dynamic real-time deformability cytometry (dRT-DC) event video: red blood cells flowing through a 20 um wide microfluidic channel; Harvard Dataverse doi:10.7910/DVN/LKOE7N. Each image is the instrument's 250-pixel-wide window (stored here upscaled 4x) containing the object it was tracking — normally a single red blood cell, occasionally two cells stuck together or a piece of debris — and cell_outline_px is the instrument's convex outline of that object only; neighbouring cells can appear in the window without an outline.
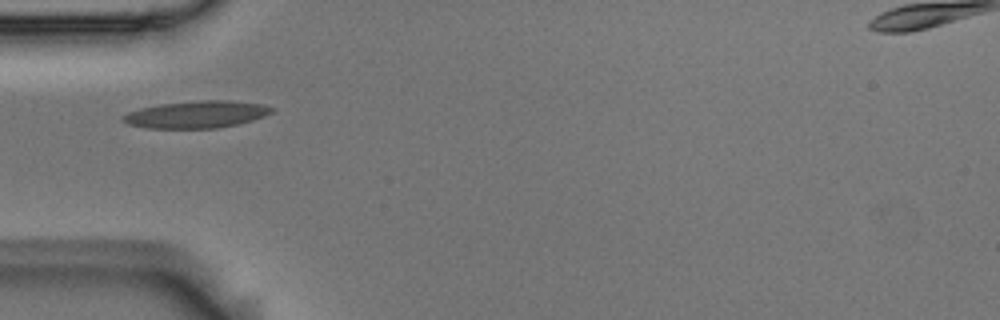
{"species": "Egyptian fruit bat (a non-hibernating species)", "species_latin": "Rousettus aegyptiacus", "temperature_condition": "room temperature", "stored_images_in_passage": 3, "camera_frame_rate_fps": 3000, "um_per_image_px": 0.085, "animal": {"sex": "male"}, "frame": {"image": 1, "passage_image": 1, "time_ms": 0.0, "image_size_px": [1000, 320], "cell_outline_px": [[272, 112], [264, 116], [252, 120], [236, 124], [216, 128], [148, 128], [128, 124], [120, 120], [120, 116], [128, 112], [140, 108], [160, 104], [200, 100], [232, 100], [260, 104], [272, 108]], "centroid_in_image_um": [16.64, 9.72], "position_along_channel_um": 68.4, "area_um2": 23.41}}
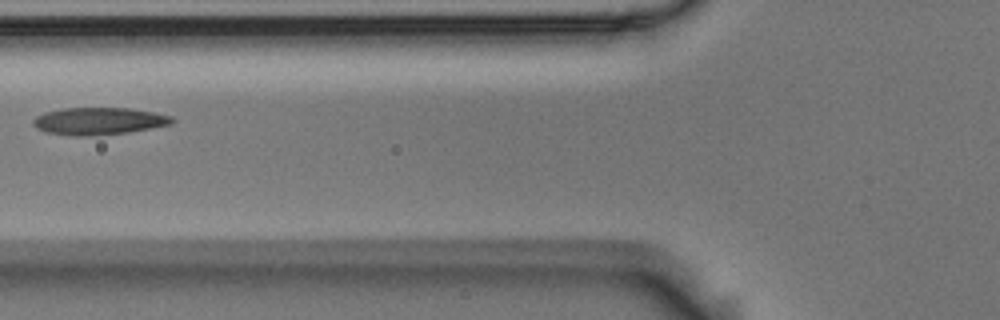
{"frame": {"image": 2, "passage_image": 2, "time_ms": 0.333, "image_size_px": [1000, 320], "cell_outline_px": [[176, 120], [172, 124], [128, 132], [88, 136], [72, 136], [44, 132], [36, 128], [32, 124], [32, 120], [36, 116], [44, 112], [64, 108], [128, 108], [156, 112], [172, 116]], "centroid_in_image_um": [8.38, 10.29], "position_along_channel_um": 117.4, "area_um2": 22.25}}
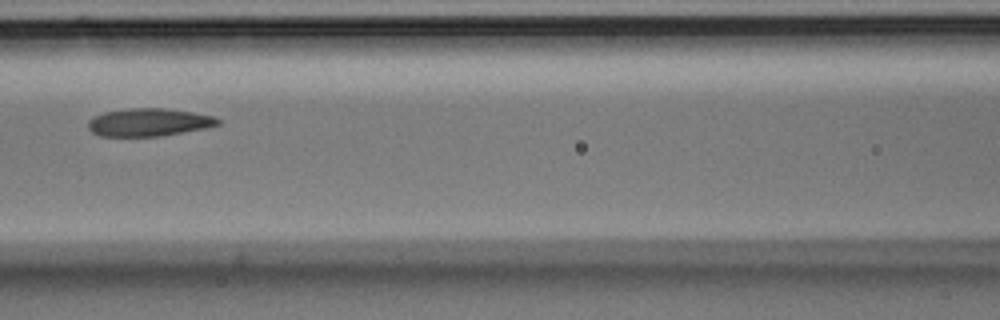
{"frame": {"image": 3, "passage_image": 3, "time_ms": 0.667, "image_size_px": [1000, 320], "cell_outline_px": [[220, 124], [204, 128], [160, 136], [100, 136], [92, 132], [88, 128], [88, 120], [92, 116], [104, 112], [128, 108], [164, 108], [192, 112], [212, 116], [220, 120]], "centroid_in_image_um": [12.59, 10.39], "position_along_channel_um": 154.0, "area_um2": 20.98}}